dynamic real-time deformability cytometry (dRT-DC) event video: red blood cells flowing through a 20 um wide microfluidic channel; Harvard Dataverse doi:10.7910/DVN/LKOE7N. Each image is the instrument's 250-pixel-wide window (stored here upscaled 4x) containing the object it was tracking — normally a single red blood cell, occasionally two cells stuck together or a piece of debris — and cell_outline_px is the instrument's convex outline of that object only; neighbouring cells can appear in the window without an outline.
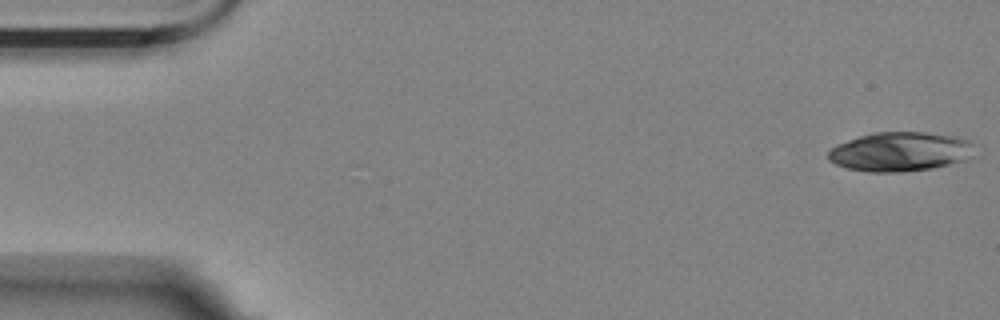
{"species": "Egyptian fruit bat (a non-hibernating species)", "species_latin": "Rousettus aegyptiacus", "temperature_condition": "room temperature", "stored_images_in_passage": 50, "segment_of_instrument_passage": [1, 2], "camera_frame_rate_fps": 3000, "um_per_image_px": 0.085, "animal": {"sex": "female"}, "frame": {"image": 1, "passage_image": 1, "time_ms": 0.0, "image_size_px": [1000, 320], "cell_outline_px": [[984, 144], [972, 156], [964, 160], [932, 168], [900, 172], [868, 172], [848, 168], [836, 164], [828, 160], [828, 152], [836, 144], [860, 136], [876, 132], [924, 132], [956, 136], [972, 140]], "centroid_in_image_um": [76.64, 12.88], "position_along_channel_um": 8.4, "area_um2": 34.1}}
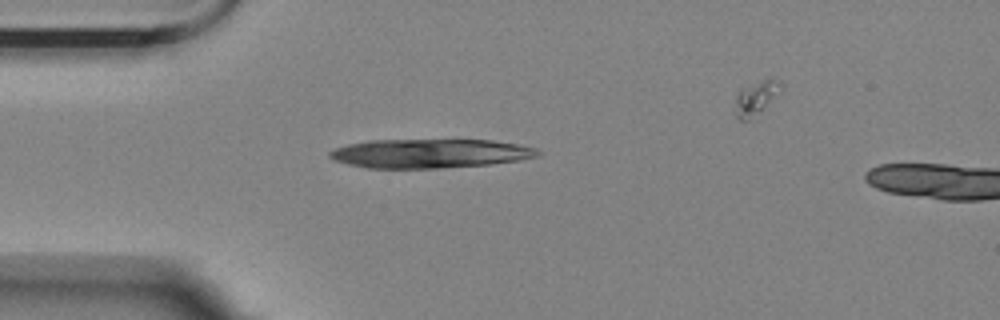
{"frame": {"image": 2, "passage_image": 14, "time_ms": 4.333, "image_size_px": [1000, 320], "cell_outline_px": [[540, 156], [520, 160], [488, 164], [444, 168], [368, 168], [348, 164], [332, 160], [328, 156], [328, 152], [332, 148], [348, 144], [368, 140], [492, 140], [516, 144], [536, 148], [540, 152]], "centroid_in_image_um": [36.5, 13.04], "position_along_channel_um": 48.5, "area_um2": 35.37}}